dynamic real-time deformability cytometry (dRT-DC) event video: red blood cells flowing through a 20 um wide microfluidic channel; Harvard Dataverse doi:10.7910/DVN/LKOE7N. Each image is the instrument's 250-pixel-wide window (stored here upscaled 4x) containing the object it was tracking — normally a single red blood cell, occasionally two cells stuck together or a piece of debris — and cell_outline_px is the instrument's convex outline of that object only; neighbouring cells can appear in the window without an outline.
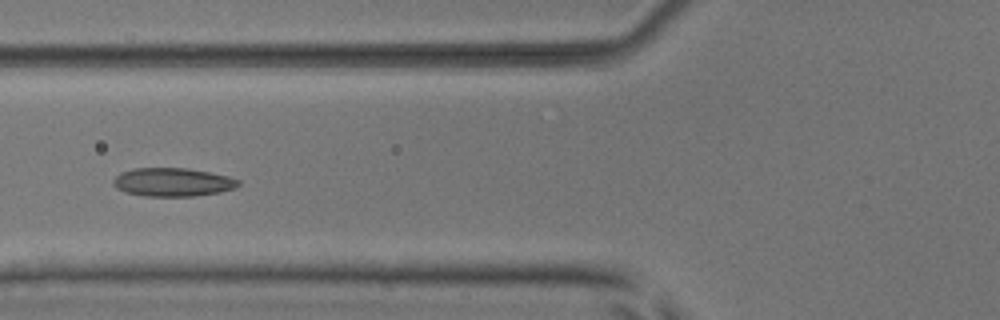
{"species": "common noctule bat (a hibernating species)", "species_latin": "Nyctalus noctula", "temperature_condition": "room temperature", "stored_images_in_passage": 7, "camera_frame_rate_fps": 3000, "um_per_image_px": 0.085, "animal": {"sex": "male", "body_mass_g": 17.9, "forearm_length_mm": 54.2}, "frame": {"image": 1, "passage_image": 7, "time_ms": 2.0, "image_size_px": [1000, 320], "cell_outline_px": [[240, 184], [236, 188], [220, 192], [192, 196], [144, 196], [124, 192], [116, 188], [112, 184], [112, 180], [120, 172], [132, 168], [188, 168], [228, 176], [240, 180]], "centroid_in_image_um": [14.65, 15.48], "position_along_channel_um": 111.1, "area_um2": 20.92}}